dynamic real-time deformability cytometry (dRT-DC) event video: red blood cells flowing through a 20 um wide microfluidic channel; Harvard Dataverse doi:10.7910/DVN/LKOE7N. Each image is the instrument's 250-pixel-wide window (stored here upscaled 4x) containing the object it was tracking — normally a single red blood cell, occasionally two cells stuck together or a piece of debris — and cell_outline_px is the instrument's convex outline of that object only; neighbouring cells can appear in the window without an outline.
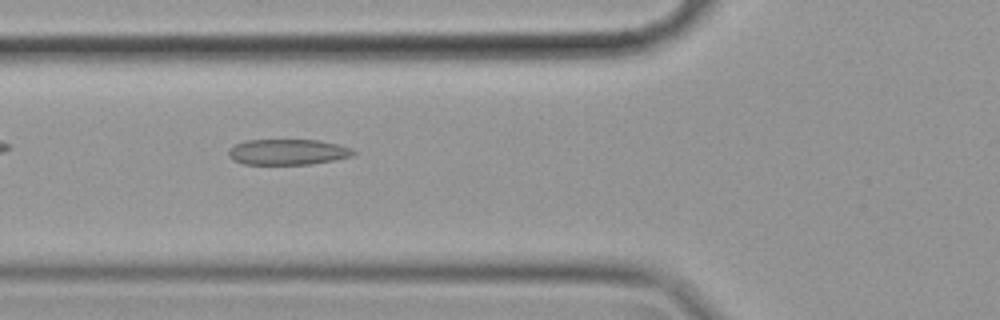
{"species": "common noctule bat (a hibernating species)", "species_latin": "Nyctalus noctula", "temperature_condition": "cold", "stored_images_in_passage": 43, "camera_frame_rate_fps": 3000, "um_per_image_px": 0.085, "animal": {"sex": "female", "body_mass_g": 19.9}, "frame": {"image": 1, "passage_image": 7, "time_ms": 2.0, "image_size_px": [1000, 320], "cell_outline_px": [[356, 152], [352, 156], [312, 164], [244, 164], [232, 160], [228, 156], [228, 148], [244, 140], [320, 140], [352, 148]], "centroid_in_image_um": [24.42, 12.91], "position_along_channel_um": 101.4, "area_um2": 18.73}}
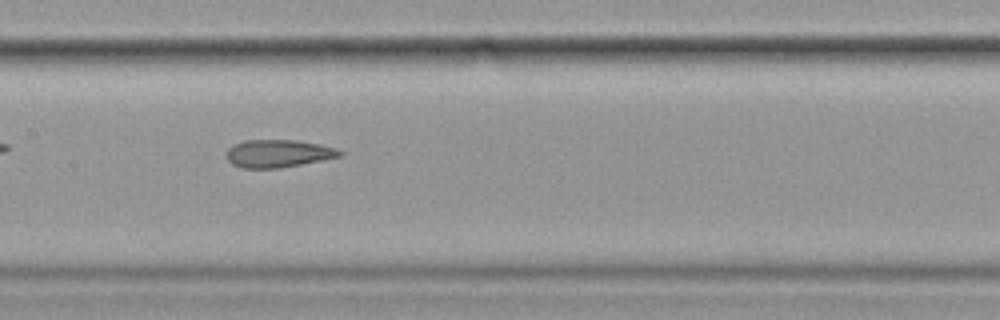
{"frame": {"image": 2, "passage_image": 14, "time_ms": 4.333, "image_size_px": [1000, 320], "cell_outline_px": [[344, 156], [280, 168], [240, 168], [232, 164], [228, 160], [228, 148], [232, 144], [244, 140], [296, 140], [320, 144], [336, 148], [344, 152]], "centroid_in_image_um": [23.67, 13.04], "position_along_channel_um": 183.7, "area_um2": 18.44}}
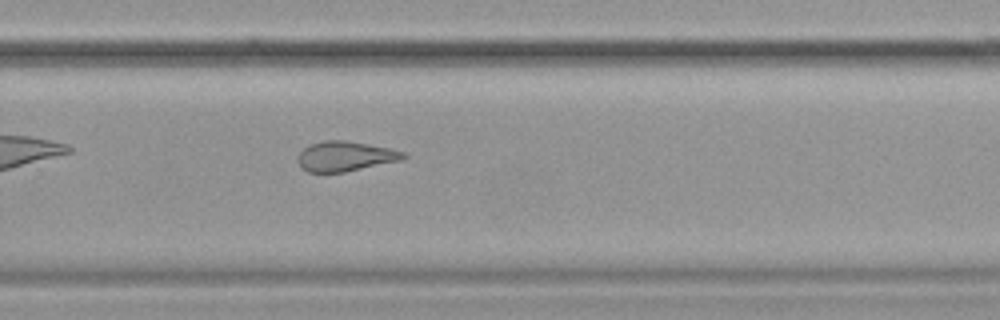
{"frame": {"image": 3, "passage_image": 24, "time_ms": 7.667, "image_size_px": [1000, 320], "cell_outline_px": [[408, 156], [404, 160], [344, 172], [308, 172], [300, 168], [300, 152], [304, 148], [312, 144], [324, 140], [344, 140], [392, 148], [404, 152]], "centroid_in_image_um": [29.42, 13.28], "position_along_channel_um": 300.4, "area_um2": 18.38}, "authors_computed_cell_mechanics": {"area_um2": 19.4786, "velocity_mm_per_s": 3.5224, "shape_relaxation_time_tau1_ms": null, "shape_relaxation_time_tau2_ms": 1.6306, "deformation_change_tau1": null, "deformation_change_tau2": 0.0938}}